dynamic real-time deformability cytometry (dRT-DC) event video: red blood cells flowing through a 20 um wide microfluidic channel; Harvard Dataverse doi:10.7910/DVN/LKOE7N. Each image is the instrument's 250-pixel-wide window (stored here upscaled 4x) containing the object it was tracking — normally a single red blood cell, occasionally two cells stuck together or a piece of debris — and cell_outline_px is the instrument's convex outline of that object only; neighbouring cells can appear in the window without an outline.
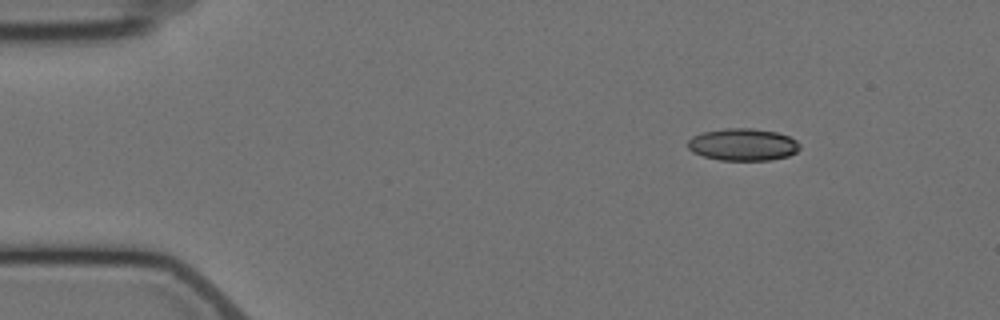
{"species": "Egyptian fruit bat (a non-hibernating species)", "species_latin": "Rousettus aegyptiacus", "temperature_condition": "cold", "stored_images_in_passage": 3, "camera_frame_rate_fps": 3000, "um_per_image_px": 0.085, "animal": {"sex": "female"}, "frame": {"image": 1, "passage_image": 3, "time_ms": 2.333, "image_size_px": [1000, 320], "cell_outline_px": [[800, 148], [796, 152], [788, 156], [772, 160], [720, 160], [704, 156], [692, 152], [688, 148], [688, 140], [692, 136], [704, 132], [724, 128], [752, 128], [776, 132], [788, 136], [796, 140], [800, 144]], "centroid_in_image_um": [63.15, 12.29], "position_along_channel_um": 21.8, "area_um2": 21.04}}